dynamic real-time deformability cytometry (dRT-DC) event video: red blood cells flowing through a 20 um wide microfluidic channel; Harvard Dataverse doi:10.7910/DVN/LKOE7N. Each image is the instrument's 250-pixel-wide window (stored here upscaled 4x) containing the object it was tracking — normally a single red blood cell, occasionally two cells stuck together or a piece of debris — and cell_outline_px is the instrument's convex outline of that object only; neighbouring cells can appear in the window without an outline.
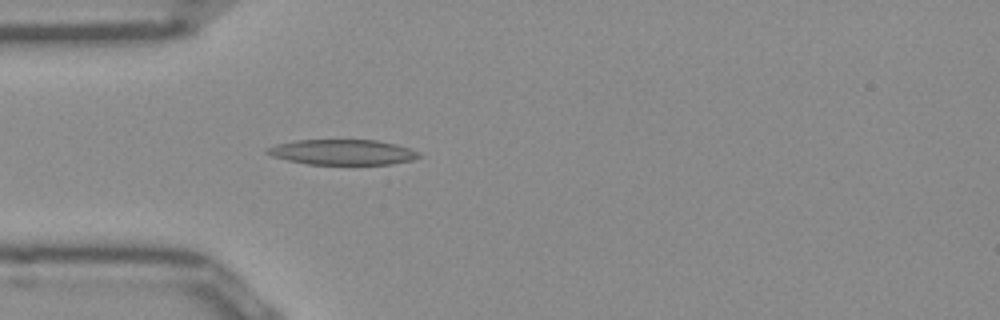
{"species": "Egyptian fruit bat (a non-hibernating species)", "species_latin": "Rousettus aegyptiacus", "temperature_condition": "room temperature", "stored_images_in_passage": 47, "camera_frame_rate_fps": 3000, "um_per_image_px": 0.085, "frame": {"image": 1, "passage_image": 10, "time_ms": 3.0, "image_size_px": [1000, 320], "cell_outline_px": [[420, 156], [412, 160], [392, 164], [308, 164], [288, 160], [272, 156], [264, 152], [264, 148], [276, 144], [296, 140], [376, 140], [396, 144], [420, 152]], "centroid_in_image_um": [29.08, 12.93], "position_along_channel_um": 55.9, "area_um2": 22.37}}
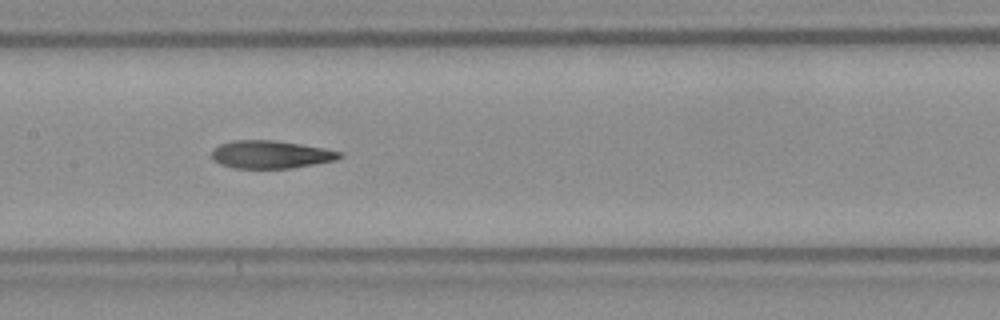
{"frame": {"image": 2, "passage_image": 20, "time_ms": 6.333, "image_size_px": [1000, 320], "cell_outline_px": [[344, 156], [336, 160], [316, 164], [292, 168], [232, 168], [220, 164], [212, 160], [212, 148], [220, 144], [236, 140], [272, 140], [300, 144], [324, 148], [344, 152]], "centroid_in_image_um": [23.03, 13.14], "position_along_channel_um": 184.4, "area_um2": 20.92}}
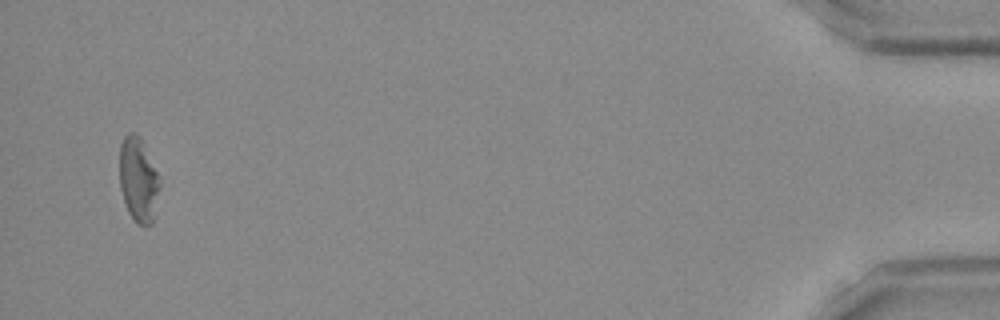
{"frame": {"image": 3, "passage_image": 45, "time_ms": 14.667, "image_size_px": [1000, 320], "cell_outline_px": [[160, 188], [152, 224], [144, 228], [136, 224], [128, 212], [120, 188], [120, 144], [124, 136], [128, 132], [136, 132], [140, 136], [160, 176]], "centroid_in_image_um": [11.77, 15.29], "position_along_channel_um": 423.4, "area_um2": 20.23}, "authors_computed_cell_mechanics": {"area_um2": 21.386, "velocity_mm_per_s": 3.9367, "shape_relaxation_time_tau1_ms": 9.5018, "shape_relaxation_time_tau2_ms": 3.9701, "deformation_change_tau1": 0.2581, "deformation_change_tau2": 0.1357}}